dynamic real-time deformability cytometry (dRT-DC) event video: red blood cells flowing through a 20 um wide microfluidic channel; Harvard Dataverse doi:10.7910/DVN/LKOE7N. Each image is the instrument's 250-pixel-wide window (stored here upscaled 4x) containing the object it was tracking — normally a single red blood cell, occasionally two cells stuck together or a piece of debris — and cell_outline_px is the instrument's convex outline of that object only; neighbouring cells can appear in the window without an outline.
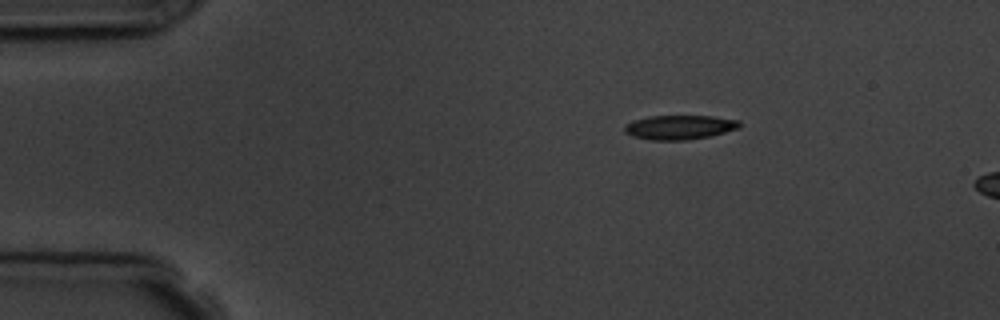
{"species": "common noctule bat (a hibernating species)", "species_latin": "Nyctalus noctula", "temperature_condition": "room temperature", "stored_images_in_passage": 2, "camera_frame_rate_fps": 3000, "um_per_image_px": 0.085, "animal": {"sex": "male", "body_mass_g": 19.5, "forearm_length_mm": 54.6}, "frame": {"image": 1, "passage_image": 1, "time_ms": 0.0, "image_size_px": [1000, 320], "cell_outline_px": [[740, 128], [712, 136], [688, 140], [652, 140], [632, 136], [624, 132], [624, 124], [648, 116], [712, 116], [740, 120]], "centroid_in_image_um": [57.78, 10.82], "position_along_channel_um": 27.2, "area_um2": 16.42}}